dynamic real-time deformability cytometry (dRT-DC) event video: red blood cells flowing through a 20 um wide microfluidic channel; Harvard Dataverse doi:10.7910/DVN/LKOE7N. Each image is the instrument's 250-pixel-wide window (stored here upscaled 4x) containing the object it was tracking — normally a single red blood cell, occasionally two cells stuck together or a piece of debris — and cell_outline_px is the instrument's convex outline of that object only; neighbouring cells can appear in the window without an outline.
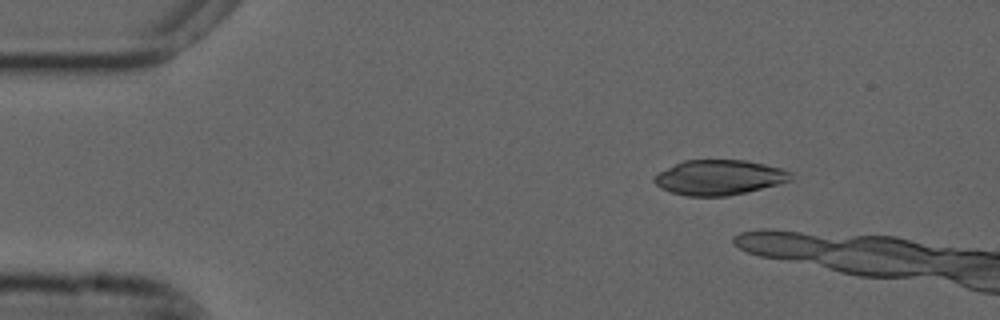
{"species": "common noctule bat (a hibernating species)", "species_latin": "Nyctalus noctula", "temperature_condition": "cold", "stored_images_in_passage": 7, "camera_frame_rate_fps": 3000, "um_per_image_px": 0.085, "animal": {"sex": "male", "forearm_length_mm": 52.5}, "frame": {"image": 1, "passage_image": 3, "time_ms": 0.667, "image_size_px": [1000, 320], "cell_outline_px": [[792, 180], [780, 184], [748, 192], [728, 196], [688, 196], [672, 192], [660, 188], [652, 180], [660, 172], [684, 160], [744, 160], [764, 164], [780, 168], [792, 172]], "centroid_in_image_um": [61.17, 15.09], "position_along_channel_um": 23.8, "area_um2": 27.8}}